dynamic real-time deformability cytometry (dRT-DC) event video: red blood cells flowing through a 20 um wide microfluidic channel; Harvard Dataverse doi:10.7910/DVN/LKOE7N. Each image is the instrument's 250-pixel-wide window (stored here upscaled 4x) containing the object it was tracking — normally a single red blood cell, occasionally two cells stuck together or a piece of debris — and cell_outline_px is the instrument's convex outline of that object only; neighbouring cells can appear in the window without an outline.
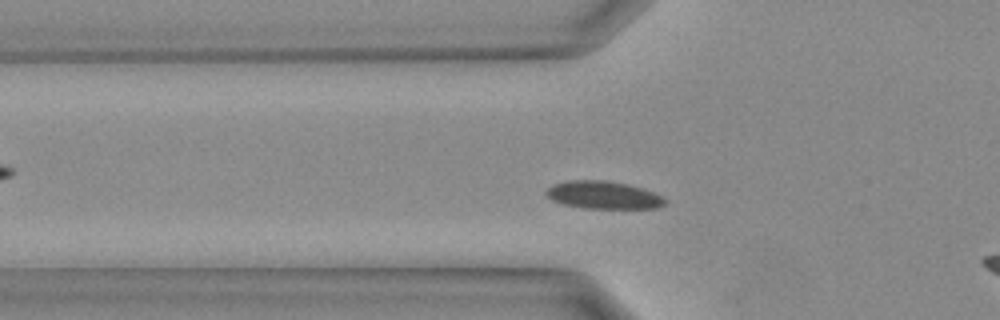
{"species": "Egyptian fruit bat (a non-hibernating species)", "species_latin": "Rousettus aegyptiacus", "temperature_condition": "warm", "stored_images_in_passage": 29, "camera_frame_rate_fps": 3000, "um_per_image_px": 0.085, "animal": {"sex": "female"}, "frame": {"image": 1, "passage_image": 6, "time_ms": 1.667, "image_size_px": [1000, 320], "cell_outline_px": [[668, 204], [656, 208], [584, 208], [560, 204], [552, 200], [544, 192], [552, 184], [568, 180], [604, 180], [624, 184], [640, 188], [664, 196], [668, 200]], "centroid_in_image_um": [51.28, 16.59], "position_along_channel_um": 74.5, "area_um2": 19.25}}
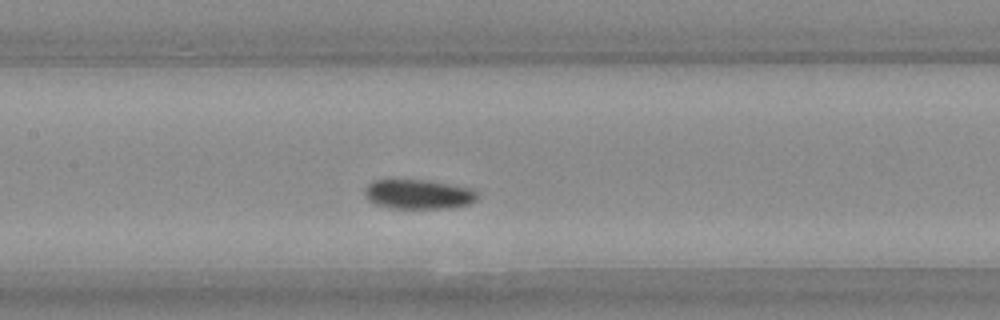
{"frame": {"image": 2, "passage_image": 11, "time_ms": 3.333, "image_size_px": [1000, 320], "cell_outline_px": [[480, 196], [476, 200], [468, 204], [448, 208], [388, 208], [376, 204], [368, 200], [364, 196], [364, 188], [372, 180], [432, 180], [472, 188]], "centroid_in_image_um": [35.56, 16.5], "position_along_channel_um": 171.8, "area_um2": 19.65}}
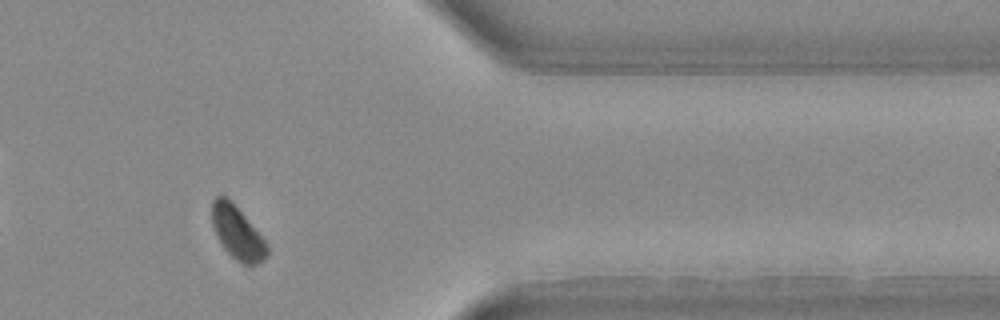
{"frame": {"image": 3, "passage_image": 23, "time_ms": 7.333, "image_size_px": [1000, 320], "cell_outline_px": [[268, 256], [264, 260], [256, 264], [244, 264], [236, 260], [224, 248], [216, 236], [212, 224], [212, 200], [216, 196], [224, 196], [244, 216], [268, 244]], "centroid_in_image_um": [20.17, 19.82], "position_along_channel_um": 391.2, "area_um2": 16.59}}